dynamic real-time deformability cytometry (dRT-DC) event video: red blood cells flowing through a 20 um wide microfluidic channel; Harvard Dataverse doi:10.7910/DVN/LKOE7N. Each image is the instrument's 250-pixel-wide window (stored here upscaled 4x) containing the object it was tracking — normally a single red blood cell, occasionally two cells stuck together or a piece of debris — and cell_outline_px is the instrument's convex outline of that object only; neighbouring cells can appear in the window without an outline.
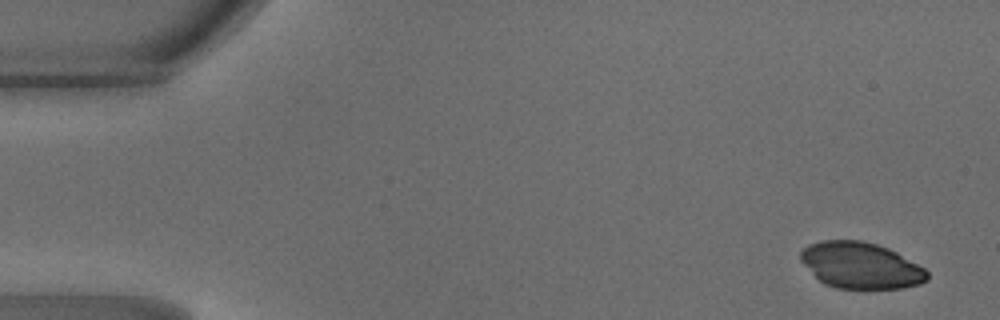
{"species": "common noctule bat (a hibernating species)", "species_latin": "Nyctalus noctula", "temperature_condition": "warm", "stored_images_in_passage": 47, "camera_frame_rate_fps": 3000, "um_per_image_px": 0.085, "animal": {"sex": "male", "body_mass_g": 18.8}, "frame": {"image": 1, "passage_image": 2, "time_ms": 0.333, "image_size_px": [1000, 320], "cell_outline_px": [[928, 280], [920, 284], [900, 288], [836, 288], [824, 284], [800, 260], [800, 252], [808, 244], [820, 240], [864, 240], [888, 248], [896, 252], [924, 268], [928, 272]], "centroid_in_image_um": [73.15, 22.55], "position_along_channel_um": 11.8, "area_um2": 33.99}}